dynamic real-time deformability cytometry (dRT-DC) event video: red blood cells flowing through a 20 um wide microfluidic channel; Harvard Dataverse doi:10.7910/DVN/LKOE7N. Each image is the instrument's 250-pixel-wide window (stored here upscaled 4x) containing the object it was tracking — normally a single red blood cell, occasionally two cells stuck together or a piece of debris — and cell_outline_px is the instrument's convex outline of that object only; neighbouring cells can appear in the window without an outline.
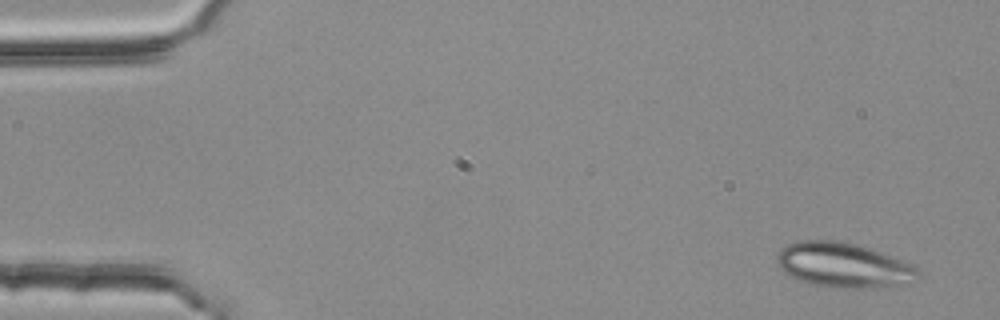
{"species": "common noctule bat (a hibernating species)", "species_latin": "Nyctalus noctula", "temperature_condition": "room temperature", "stored_images_in_passage": 3, "camera_frame_rate_fps": 3000, "um_per_image_px": 0.085, "animal": {"sex": "female", "body_mass_g": 25.1}, "frame": {"image": 1, "passage_image": 1, "time_ms": 0.0, "image_size_px": [1000, 320], "cell_outline_px": [[920, 276], [912, 284], [864, 288], [824, 288], [796, 280], [784, 272], [780, 268], [776, 260], [776, 256], [788, 244], [796, 240], [836, 240], [856, 244], [868, 248], [908, 264], [916, 268], [920, 272]], "centroid_in_image_um": [71.65, 22.57], "position_along_channel_um": 13.4, "area_um2": 36.93}}